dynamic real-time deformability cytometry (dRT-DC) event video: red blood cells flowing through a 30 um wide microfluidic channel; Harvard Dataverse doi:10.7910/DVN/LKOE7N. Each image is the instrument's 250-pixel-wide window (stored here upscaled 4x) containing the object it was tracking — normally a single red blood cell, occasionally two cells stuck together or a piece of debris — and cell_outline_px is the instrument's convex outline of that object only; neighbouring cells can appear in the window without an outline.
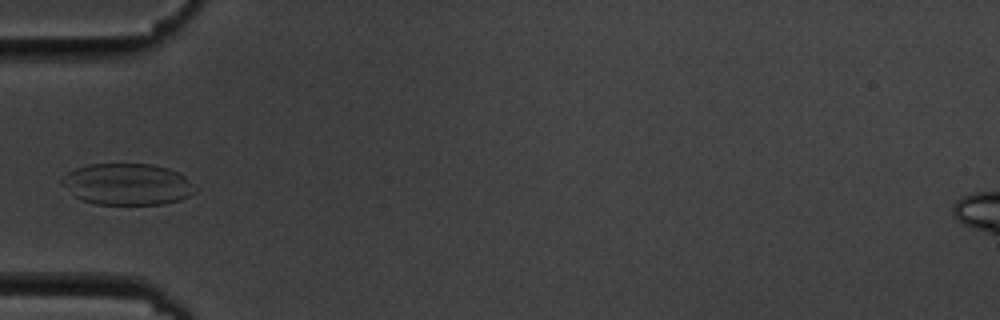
{"species": "common noctule bat (a hibernating species)", "species_latin": "Nyctalus noctula", "temperature_condition": "cold", "stored_images_in_passage": 2, "camera_frame_rate_fps": 3000, "um_per_image_px": 0.085, "animal": {"sex": "male", "body_mass_g": 19.5, "forearm_length_mm": 54.6}, "frame": {"image": 1, "passage_image": 2, "time_ms": 1.333, "image_size_px": [1000, 320], "cell_outline_px": [[200, 188], [196, 192], [180, 200], [164, 204], [96, 204], [80, 200], [60, 184], [60, 176], [76, 168], [88, 164], [152, 164], [168, 168], [184, 176]], "centroid_in_image_um": [10.82, 15.66], "position_along_channel_um": 74.2, "area_um2": 32.6}}